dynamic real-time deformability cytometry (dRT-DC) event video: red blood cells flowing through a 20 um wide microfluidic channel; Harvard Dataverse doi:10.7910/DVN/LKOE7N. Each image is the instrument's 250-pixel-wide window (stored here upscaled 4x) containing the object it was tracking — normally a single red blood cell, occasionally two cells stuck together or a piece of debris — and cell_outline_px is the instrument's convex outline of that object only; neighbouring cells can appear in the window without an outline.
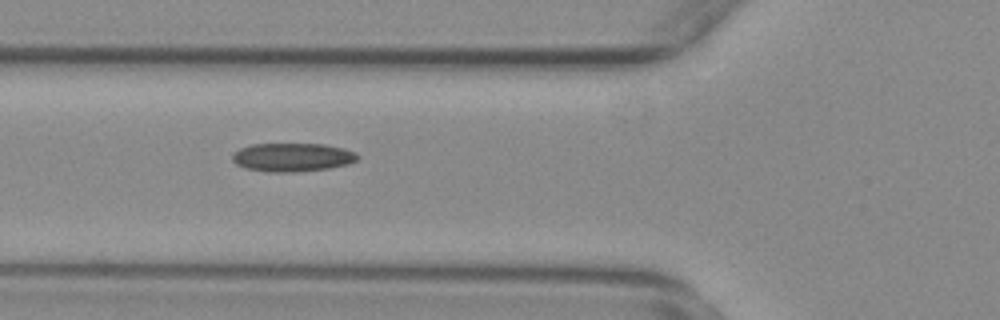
{"species": "common noctule bat (a hibernating species)", "species_latin": "Nyctalus noctula", "temperature_condition": "warm", "stored_images_in_passage": 39, "camera_frame_rate_fps": 3000, "um_per_image_px": 0.085, "animal": {"sex": "female", "body_mass_g": 29.2, "forearm_length_mm": 56.3}, "frame": {"image": 1, "passage_image": 4, "time_ms": 1.0, "image_size_px": [1000, 320], "cell_outline_px": [[360, 156], [356, 160], [348, 164], [328, 168], [296, 172], [268, 172], [244, 168], [236, 164], [232, 160], [232, 156], [240, 148], [252, 144], [324, 144], [344, 148], [356, 152]], "centroid_in_image_um": [24.86, 13.37], "position_along_channel_um": 100.9, "area_um2": 20.87}}
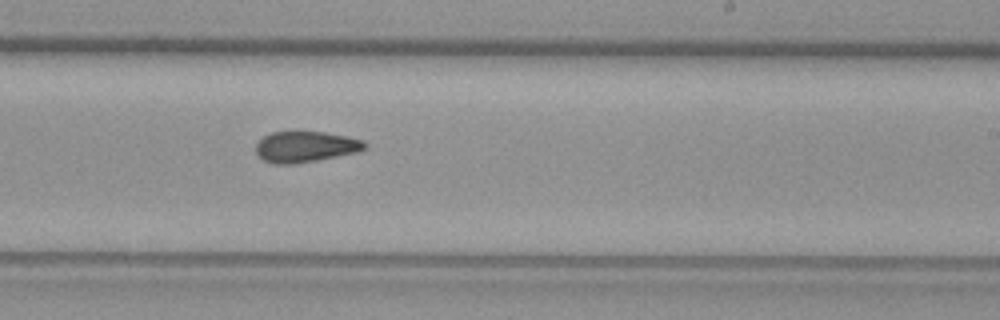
{"frame": {"image": 2, "passage_image": 17, "time_ms": 5.333, "image_size_px": [1000, 320], "cell_outline_px": [[368, 148], [356, 152], [296, 164], [272, 164], [256, 156], [256, 144], [264, 136], [272, 132], [324, 132], [348, 136], [364, 140], [368, 144]], "centroid_in_image_um": [25.97, 12.48], "position_along_channel_um": 263.0, "area_um2": 19.71}}
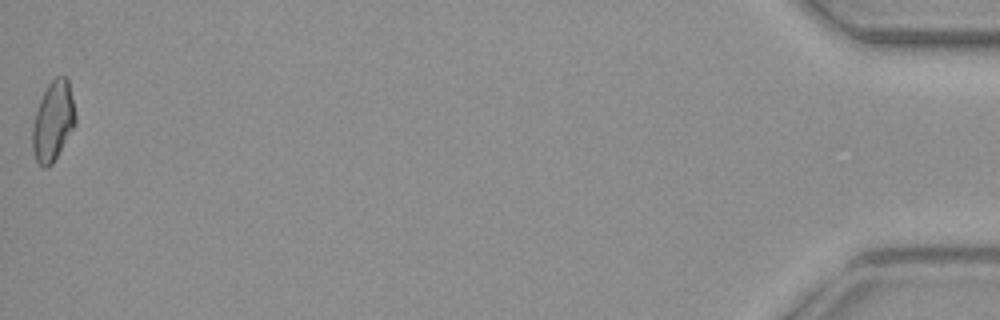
{"frame": {"image": 3, "passage_image": 39, "time_ms": 12.667, "image_size_px": [1000, 320], "cell_outline_px": [[76, 124], [52, 164], [48, 168], [44, 168], [36, 160], [32, 148], [32, 128], [36, 112], [40, 100], [48, 84], [56, 76], [64, 76], [68, 80], [76, 116]], "centroid_in_image_um": [4.51, 10.32], "position_along_channel_um": 430.7, "area_um2": 19.77}, "authors_computed_cell_mechanics": {"area_um2": 19.8832, "velocity_mm_per_s": 3.7421, "shape_relaxation_time_tau1_ms": null, "shape_relaxation_time_tau2_ms": 5.4386, "deformation_change_tau1": null, "deformation_change_tau2": 0.1335}}